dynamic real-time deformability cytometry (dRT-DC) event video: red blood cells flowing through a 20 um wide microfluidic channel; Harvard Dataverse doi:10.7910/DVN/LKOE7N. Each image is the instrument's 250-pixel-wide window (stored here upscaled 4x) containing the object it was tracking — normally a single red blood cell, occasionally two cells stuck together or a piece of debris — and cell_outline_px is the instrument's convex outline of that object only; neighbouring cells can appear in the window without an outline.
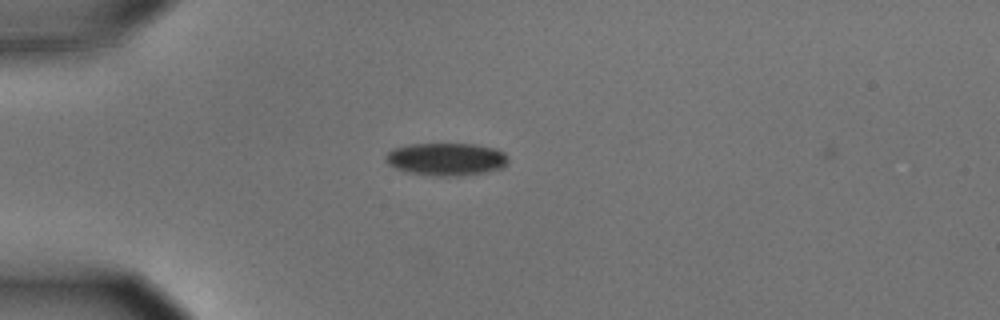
{"species": "common noctule bat (a hibernating species)", "species_latin": "Nyctalus noctula", "temperature_condition": "cold", "stored_images_in_passage": 3, "camera_frame_rate_fps": 3000, "um_per_image_px": 0.085, "animal": {"sex": "male", "body_mass_g": 15.6}, "frame": {"image": 1, "passage_image": 1, "time_ms": 0.0, "image_size_px": [1000, 320], "cell_outline_px": [[508, 160], [504, 168], [488, 172], [460, 176], [432, 176], [408, 172], [396, 168], [388, 164], [384, 160], [384, 156], [392, 148], [408, 144], [472, 144], [496, 148], [504, 152]], "centroid_in_image_um": [37.92, 13.53], "position_along_channel_um": 47.1, "area_um2": 23.64}}